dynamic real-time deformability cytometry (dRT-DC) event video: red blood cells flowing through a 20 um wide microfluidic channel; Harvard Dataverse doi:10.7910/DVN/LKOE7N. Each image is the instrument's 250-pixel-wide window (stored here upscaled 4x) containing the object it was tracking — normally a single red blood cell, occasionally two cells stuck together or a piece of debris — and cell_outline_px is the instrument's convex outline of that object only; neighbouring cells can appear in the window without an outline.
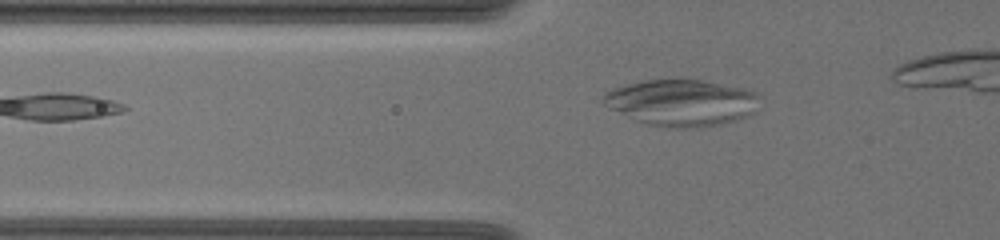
{"species": "common noctule bat (a hibernating species)", "species_latin": "Nyctalus noctula", "temperature_condition": "warm", "stored_images_in_passage": 34, "camera_frame_rate_fps": 3000, "um_per_image_px": 0.085, "animal": {"sex": "female", "body_mass_g": 19.5, "forearm_length_mm": 54.1}, "frame": {"image": 1, "passage_image": 2, "time_ms": 0.333, "image_size_px": [1000, 240], "cell_outline_px": [[760, 96], [756, 112], [748, 116], [720, 124], [692, 128], [672, 128], [648, 124], [636, 120], [604, 104], [600, 100], [604, 92], [612, 88], [640, 80], [700, 80], [744, 88], [756, 92]], "centroid_in_image_um": [57.95, 8.72], "position_along_channel_um": 67.9, "area_um2": 42.25}}
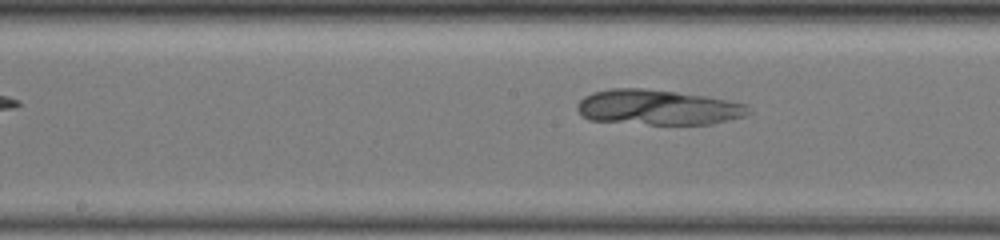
{"frame": {"image": 2, "passage_image": 13, "time_ms": 4.0, "image_size_px": [1000, 240], "cell_outline_px": [[752, 112], [744, 116], [712, 124], [648, 124], [588, 120], [580, 116], [576, 108], [576, 104], [584, 96], [592, 92], [608, 88], [644, 88], [676, 92], [704, 96], [744, 104]], "centroid_in_image_um": [55.83, 9.13], "position_along_channel_um": 192.4, "area_um2": 35.14}}
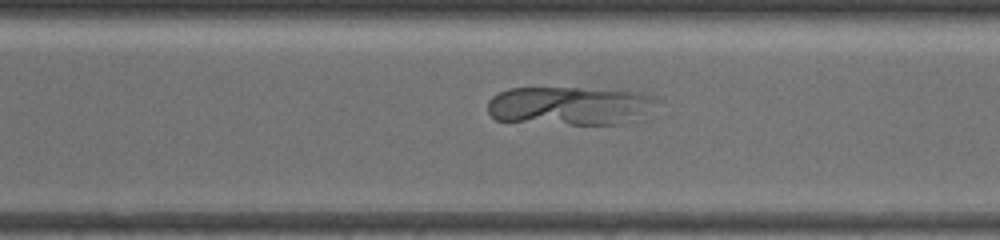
{"frame": {"image": 3, "passage_image": 24, "time_ms": 7.667, "image_size_px": [1000, 240], "cell_outline_px": [[664, 100], [624, 124], [568, 124], [496, 120], [488, 112], [488, 100], [492, 96], [508, 88], [624, 88], [644, 92], [660, 96]], "centroid_in_image_um": [48.53, 8.95], "position_along_channel_um": 322.1, "area_um2": 38.78}}